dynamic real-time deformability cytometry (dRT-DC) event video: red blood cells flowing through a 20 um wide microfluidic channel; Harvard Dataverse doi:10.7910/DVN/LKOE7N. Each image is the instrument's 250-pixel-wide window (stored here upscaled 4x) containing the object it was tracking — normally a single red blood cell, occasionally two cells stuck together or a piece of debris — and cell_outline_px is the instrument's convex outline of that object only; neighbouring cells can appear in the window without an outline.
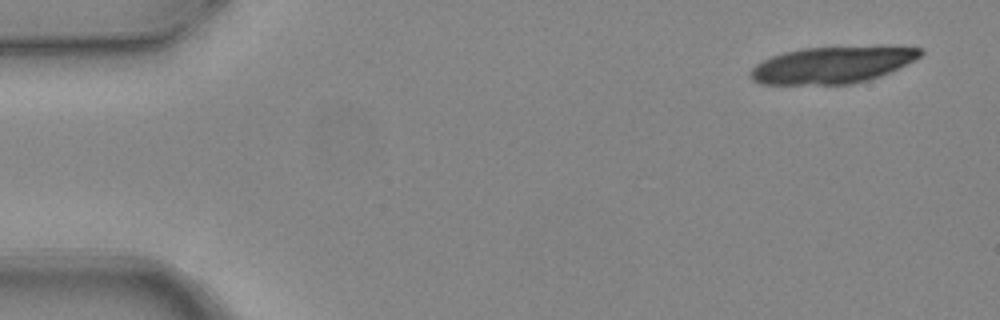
{"species": "common noctule bat (a hibernating species)", "species_latin": "Nyctalus noctula", "temperature_condition": "warm", "stored_images_in_passage": 7, "camera_frame_rate_fps": 3000, "um_per_image_px": 0.085, "animal": {"sex": "female", "body_mass_g": 24.6, "forearm_length_mm": 56.2}, "frame": {"image": 1, "passage_image": 1, "time_ms": 0.0, "image_size_px": [1000, 320], "cell_outline_px": [[924, 52], [916, 60], [880, 76], [868, 80], [852, 84], [760, 84], [752, 80], [748, 76], [752, 68], [756, 64], [772, 56], [784, 52], [800, 48], [920, 48]], "centroid_in_image_um": [70.66, 5.55], "position_along_channel_um": 14.3, "area_um2": 35.55}}
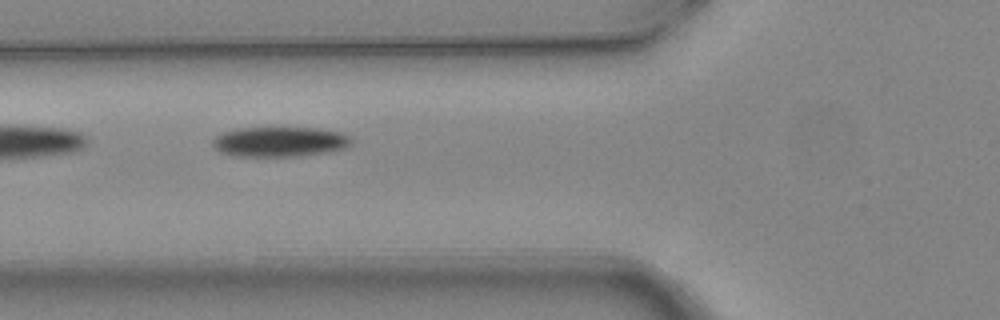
{"frame": {"image": 2, "passage_image": 5, "time_ms": 1.333, "image_size_px": [1000, 320], "cell_outline_px": [[352, 144], [344, 148], [332, 152], [300, 156], [232, 156], [220, 152], [212, 144], [212, 140], [216, 136], [224, 132], [240, 128], [316, 128], [340, 132], [352, 136]], "centroid_in_image_um": [23.82, 12.06], "position_along_channel_um": 102.0, "area_um2": 24.39}}
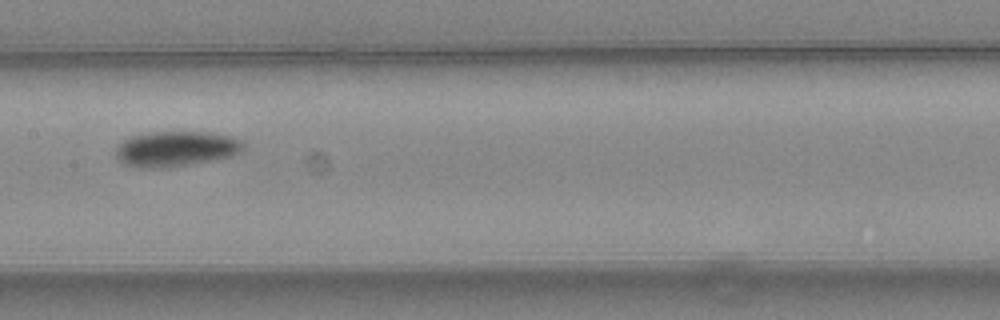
{"frame": {"image": 3, "passage_image": 7, "time_ms": 2.0, "image_size_px": [1000, 320], "cell_outline_px": [[244, 148], [240, 152], [232, 156], [168, 168], [148, 168], [124, 164], [116, 156], [116, 148], [124, 140], [132, 136], [148, 132], [208, 132], [232, 136], [240, 140], [244, 144]], "centroid_in_image_um": [14.97, 12.64], "position_along_channel_um": 192.4, "area_um2": 26.13}}